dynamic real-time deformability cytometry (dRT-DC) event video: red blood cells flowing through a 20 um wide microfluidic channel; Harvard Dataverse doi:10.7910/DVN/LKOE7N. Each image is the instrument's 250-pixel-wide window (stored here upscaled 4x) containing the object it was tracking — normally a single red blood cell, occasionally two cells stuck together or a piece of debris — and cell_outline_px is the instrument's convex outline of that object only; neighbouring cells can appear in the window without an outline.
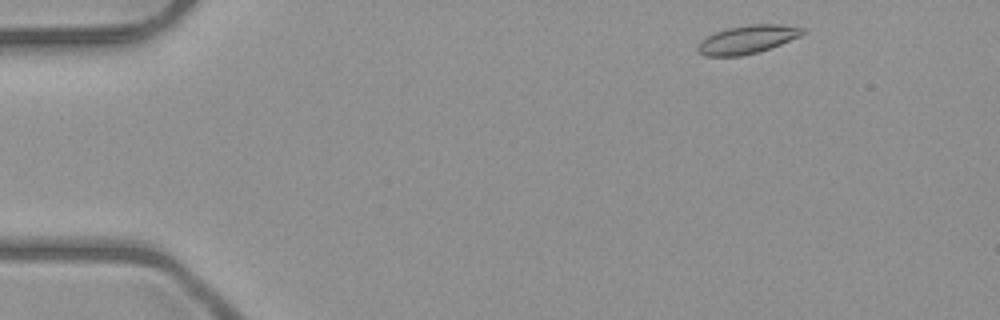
{"species": "common noctule bat (a hibernating species)", "species_latin": "Nyctalus noctula", "temperature_condition": "room temperature", "stored_images_in_passage": 47, "camera_frame_rate_fps": 3000, "um_per_image_px": 0.085, "animal": {"sex": "male", "body_mass_g": 23.1, "forearm_length_mm": 52.7}, "frame": {"image": 1, "passage_image": 2, "time_ms": 0.333, "image_size_px": [1000, 320], "cell_outline_px": [[804, 32], [800, 36], [780, 44], [756, 52], [740, 56], [704, 56], [696, 48], [700, 40], [716, 32], [728, 28], [748, 24], [780, 24], [804, 28]], "centroid_in_image_um": [63.5, 3.35], "position_along_channel_um": 21.5, "area_um2": 17.05}}
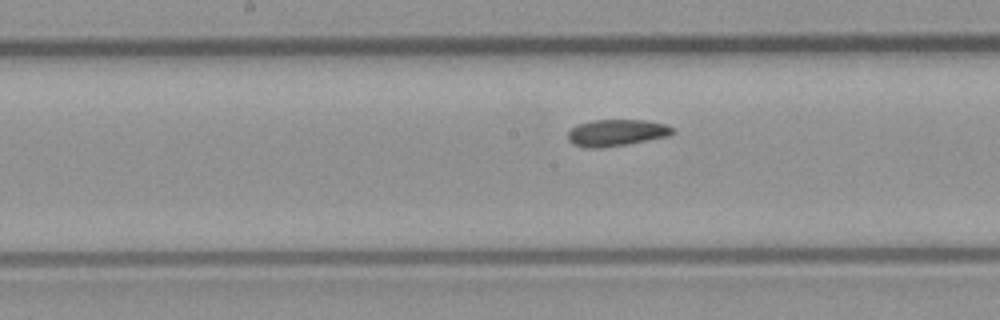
{"frame": {"image": 2, "passage_image": 22, "time_ms": 7.0, "image_size_px": [1000, 320], "cell_outline_px": [[676, 132], [672, 136], [600, 148], [588, 148], [572, 144], [568, 140], [568, 132], [572, 128], [580, 124], [592, 120], [644, 120], [664, 124], [676, 128]], "centroid_in_image_um": [52.45, 11.28], "position_along_channel_um": 195.8, "area_um2": 16.3}}
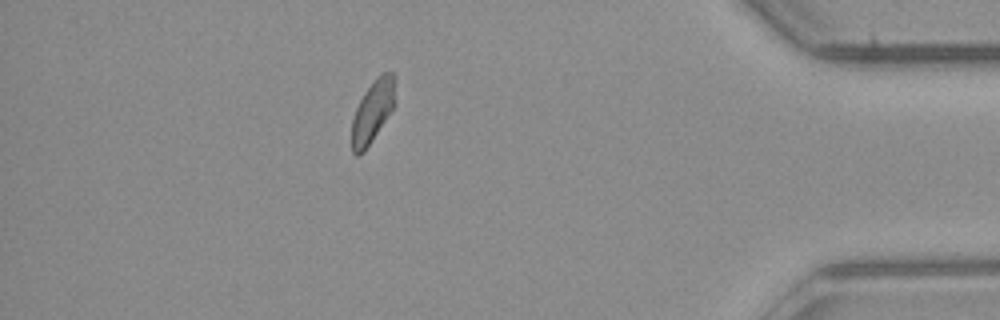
{"frame": {"image": 3, "passage_image": 41, "time_ms": 13.333, "image_size_px": [1000, 320], "cell_outline_px": [[396, 76], [392, 108], [372, 140], [364, 152], [356, 156], [352, 152], [352, 120], [356, 108], [364, 92], [384, 72], [392, 72]], "centroid_in_image_um": [31.65, 9.49], "position_along_channel_um": 403.6, "area_um2": 15.14}, "authors_computed_cell_mechanics": {"area_um2": 16.184, "velocity_mm_per_s": 3.9962, "shape_relaxation_time_tau1_ms": 4.5058, "shape_relaxation_time_tau2_ms": 3.6441, "deformation_change_tau1": 0.0913, "deformation_change_tau2": 0.0953}}